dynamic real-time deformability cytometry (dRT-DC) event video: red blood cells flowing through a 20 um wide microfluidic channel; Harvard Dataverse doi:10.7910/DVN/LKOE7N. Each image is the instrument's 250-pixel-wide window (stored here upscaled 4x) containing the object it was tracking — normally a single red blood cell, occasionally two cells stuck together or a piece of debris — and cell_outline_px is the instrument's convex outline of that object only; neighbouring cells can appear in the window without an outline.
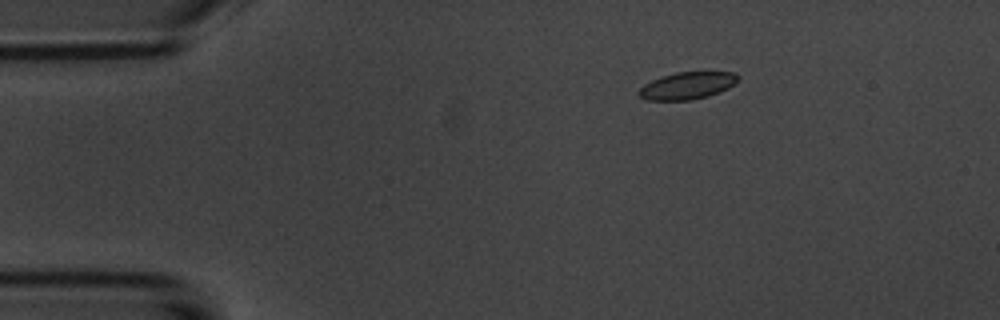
{"species": "common noctule bat (a hibernating species)", "species_latin": "Nyctalus noctula", "temperature_condition": "room temperature", "stored_images_in_passage": 3, "camera_frame_rate_fps": 3000, "um_per_image_px": 0.085, "animal": {"sex": "male", "body_mass_g": 20.1, "forearm_length_mm": 53.5}, "frame": {"image": 1, "passage_image": 1, "time_ms": 0.0, "image_size_px": [1000, 320], "cell_outline_px": [[740, 80], [728, 88], [720, 92], [708, 96], [692, 100], [644, 100], [636, 92], [644, 84], [660, 76], [676, 72], [732, 72], [740, 76]], "centroid_in_image_um": [58.41, 7.28], "position_along_channel_um": 26.6, "area_um2": 15.9}}
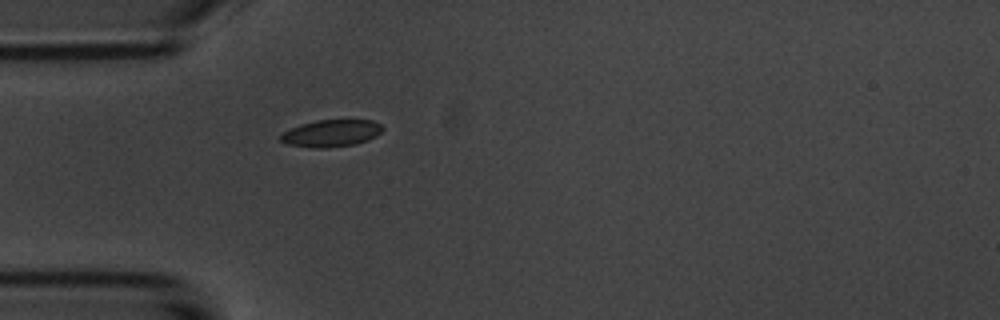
{"frame": {"image": 2, "passage_image": 3, "time_ms": 2.333, "image_size_px": [1000, 320], "cell_outline_px": [[384, 128], [376, 136], [368, 140], [356, 144], [328, 148], [312, 148], [288, 144], [280, 140], [280, 136], [284, 132], [300, 124], [316, 120], [372, 120], [380, 124]], "centroid_in_image_um": [28.17, 11.33], "position_along_channel_um": 56.8, "area_um2": 16.07}}